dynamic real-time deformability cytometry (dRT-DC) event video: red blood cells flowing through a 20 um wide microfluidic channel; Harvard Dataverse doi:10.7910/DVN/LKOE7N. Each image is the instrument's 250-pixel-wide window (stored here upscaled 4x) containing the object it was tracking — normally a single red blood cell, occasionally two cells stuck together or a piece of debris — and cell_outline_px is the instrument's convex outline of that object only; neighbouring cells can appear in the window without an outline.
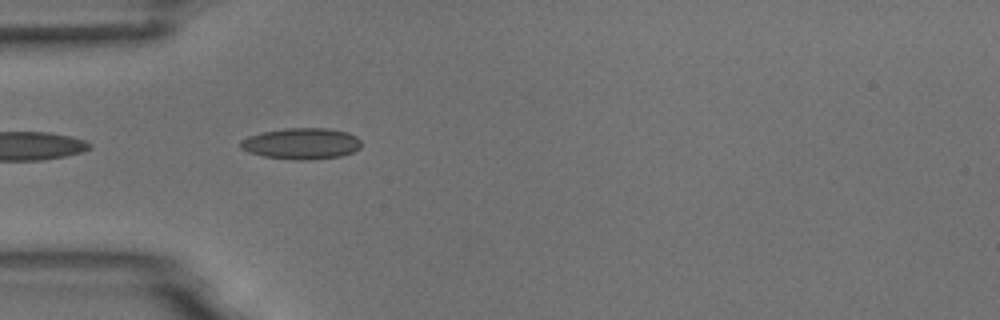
{"species": "common noctule bat (a hibernating species)", "species_latin": "Nyctalus noctula", "temperature_condition": "room temperature", "stored_images_in_passage": 9, "camera_frame_rate_fps": 3000, "um_per_image_px": 0.085, "animal": {"sex": "male", "body_mass_g": 18.8}, "frame": {"image": 1, "passage_image": 1, "time_ms": 0.0, "image_size_px": [1000, 320], "cell_outline_px": [[360, 148], [352, 152], [340, 156], [308, 160], [292, 160], [264, 156], [248, 152], [240, 148], [240, 140], [248, 136], [264, 132], [284, 128], [328, 128], [348, 132], [356, 136], [360, 140]], "centroid_in_image_um": [25.61, 12.2], "position_along_channel_um": 59.4, "area_um2": 22.02}}